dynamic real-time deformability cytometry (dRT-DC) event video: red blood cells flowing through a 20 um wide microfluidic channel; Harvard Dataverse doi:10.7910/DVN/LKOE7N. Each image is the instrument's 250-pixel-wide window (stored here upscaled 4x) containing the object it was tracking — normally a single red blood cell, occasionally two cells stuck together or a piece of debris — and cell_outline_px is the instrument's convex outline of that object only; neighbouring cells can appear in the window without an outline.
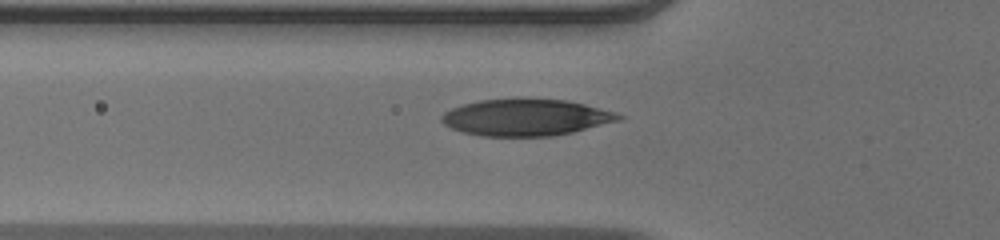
{"species": "human", "species_latin": "Homo sapiens", "temperature_condition": "warm", "stored_images_in_passage": 35, "camera_frame_rate_fps": 3000, "um_per_image_px": 0.085, "donor": {"sex": "male"}, "frame": {"image": 1, "passage_image": 3, "time_ms": 0.667, "image_size_px": [1000, 240], "cell_outline_px": [[624, 116], [620, 120], [572, 132], [552, 136], [480, 136], [464, 132], [452, 128], [444, 124], [440, 120], [440, 116], [444, 112], [452, 108], [464, 104], [480, 100], [564, 100], [584, 104], [616, 112]], "centroid_in_image_um": [44.69, 10.0], "position_along_channel_um": 81.1, "area_um2": 37.17}}
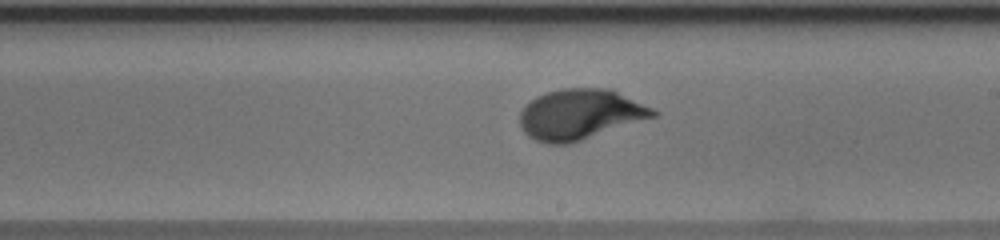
{"frame": {"image": 2, "passage_image": 15, "time_ms": 4.667, "image_size_px": [1000, 240], "cell_outline_px": [[660, 112], [656, 116], [568, 144], [548, 144], [536, 140], [528, 136], [520, 128], [520, 112], [536, 96], [560, 88], [612, 88]], "centroid_in_image_um": [49.31, 9.71], "position_along_channel_um": 239.7, "area_um2": 38.96}}
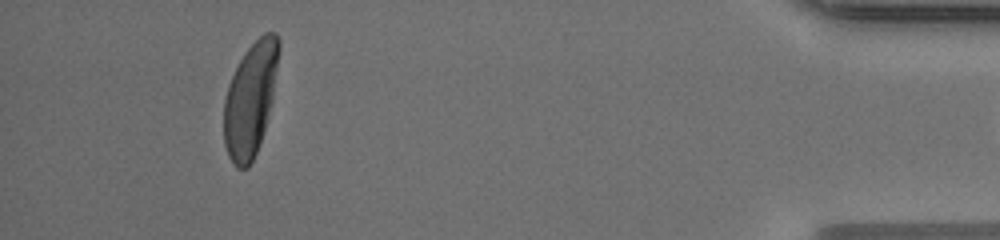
{"frame": {"image": 3, "passage_image": 33, "time_ms": 10.667, "image_size_px": [1000, 240], "cell_outline_px": [[280, 48], [272, 100], [264, 128], [256, 152], [248, 168], [236, 168], [228, 156], [224, 144], [224, 100], [228, 84], [244, 52], [264, 32], [276, 32], [280, 40]], "centroid_in_image_um": [21.28, 8.41], "position_along_channel_um": 413.9, "area_um2": 36.07}, "authors_computed_cell_mechanics": {"area_um2": 37.859, "velocity_mm_per_s": 3.9498, "shape_relaxation_time_tau1_ms": 2.9608, "shape_relaxation_time_tau2_ms": null, "deformation_change_tau1": 0.2047, "deformation_change_tau2": null}}